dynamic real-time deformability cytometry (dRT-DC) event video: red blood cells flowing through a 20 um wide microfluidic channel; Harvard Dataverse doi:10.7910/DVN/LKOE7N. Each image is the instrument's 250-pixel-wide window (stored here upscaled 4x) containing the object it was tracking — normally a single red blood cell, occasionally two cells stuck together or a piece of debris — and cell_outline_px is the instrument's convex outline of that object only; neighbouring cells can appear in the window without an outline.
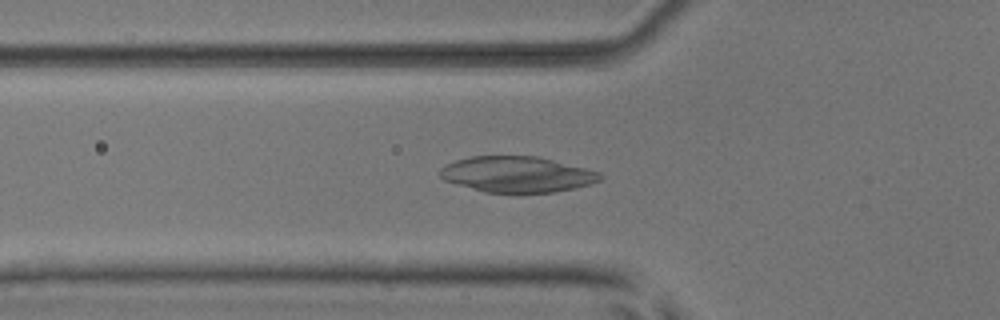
{"species": "common noctule bat (a hibernating species)", "species_latin": "Nyctalus noctula", "temperature_condition": "room temperature", "stored_images_in_passage": 53, "camera_frame_rate_fps": 3000, "um_per_image_px": 0.085, "animal": {"sex": "male", "body_mass_g": 17.9, "forearm_length_mm": 54.2}, "frame": {"image": 1, "passage_image": 19, "time_ms": 6.0, "image_size_px": [1000, 320], "cell_outline_px": [[604, 176], [600, 180], [592, 184], [552, 192], [484, 192], [456, 184], [444, 180], [440, 176], [440, 168], [444, 164], [456, 160], [472, 156], [536, 156], [600, 172]], "centroid_in_image_um": [43.92, 14.81], "position_along_channel_um": 81.9, "area_um2": 33.18}}
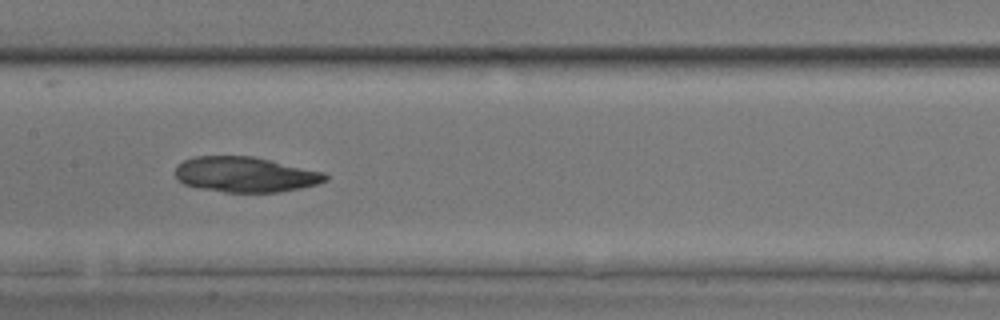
{"frame": {"image": 2, "passage_image": 27, "time_ms": 8.667, "image_size_px": [1000, 320], "cell_outline_px": [[328, 180], [316, 184], [300, 188], [276, 192], [224, 192], [196, 188], [184, 184], [176, 180], [176, 164], [184, 160], [196, 156], [252, 156], [324, 172], [328, 176]], "centroid_in_image_um": [20.81, 14.83], "position_along_channel_um": 186.6, "area_um2": 30.92}}
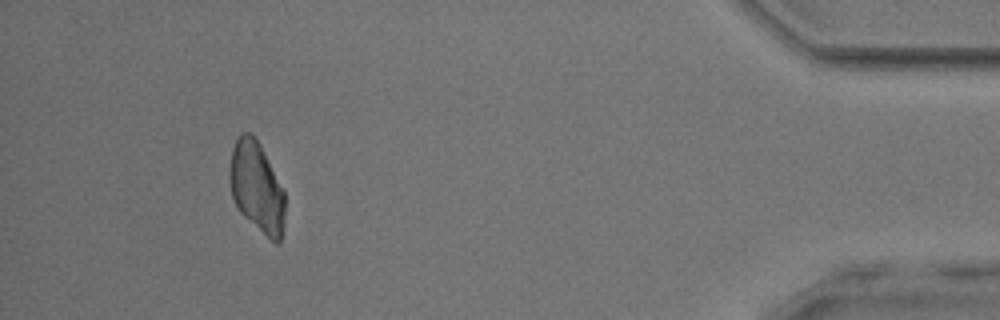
{"frame": {"image": 3, "passage_image": 49, "time_ms": 16.0, "image_size_px": [1000, 320], "cell_outline_px": [[284, 228], [280, 244], [276, 244], [244, 216], [240, 212], [232, 196], [228, 172], [232, 148], [240, 132], [252, 132], [256, 136], [284, 188]], "centroid_in_image_um": [21.83, 15.87], "position_along_channel_um": 413.4, "area_um2": 29.54}}